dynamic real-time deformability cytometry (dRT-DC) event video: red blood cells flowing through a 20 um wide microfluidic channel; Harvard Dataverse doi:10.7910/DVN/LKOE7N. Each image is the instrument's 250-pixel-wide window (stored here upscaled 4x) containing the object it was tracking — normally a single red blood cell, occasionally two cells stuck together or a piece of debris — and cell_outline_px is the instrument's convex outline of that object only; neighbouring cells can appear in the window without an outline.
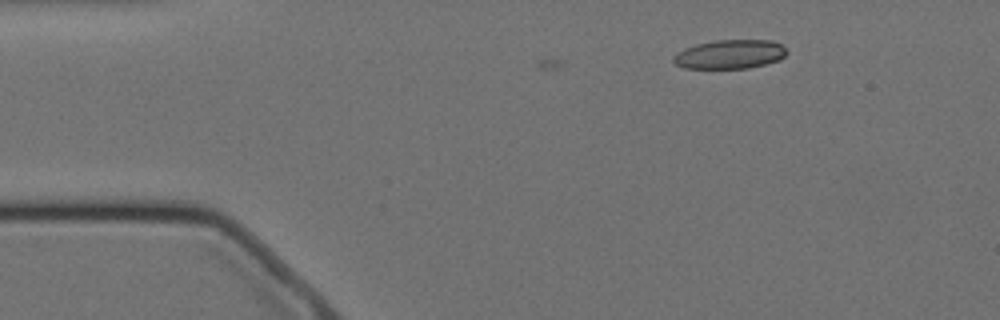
{"species": "Egyptian fruit bat (a non-hibernating species)", "species_latin": "Rousettus aegyptiacus", "temperature_condition": "cold", "stored_images_in_passage": 11, "camera_frame_rate_fps": 3000, "um_per_image_px": 0.085, "animal": {"sex": "female"}, "frame": {"image": 1, "passage_image": 11, "time_ms": 3.333, "image_size_px": [1000, 320], "cell_outline_px": [[788, 52], [780, 60], [748, 68], [684, 68], [676, 64], [672, 60], [672, 56], [676, 52], [684, 48], [696, 44], [716, 40], [772, 40], [788, 48]], "centroid_in_image_um": [62.04, 4.6], "position_along_channel_um": 23.0, "area_um2": 19.31}}